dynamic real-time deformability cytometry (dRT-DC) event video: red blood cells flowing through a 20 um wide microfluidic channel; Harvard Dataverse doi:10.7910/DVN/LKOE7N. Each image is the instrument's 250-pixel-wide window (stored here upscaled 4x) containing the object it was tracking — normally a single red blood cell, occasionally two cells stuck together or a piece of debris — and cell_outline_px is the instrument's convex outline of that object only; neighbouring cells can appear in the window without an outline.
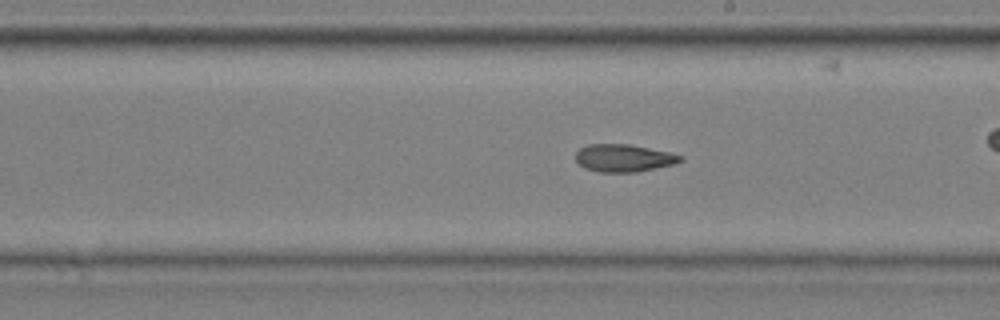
{"species": "common noctule bat (a hibernating species)", "species_latin": "Nyctalus noctula", "temperature_condition": "cold", "stored_images_in_passage": 31, "camera_frame_rate_fps": 3000, "um_per_image_px": 0.085, "animal": {"sex": "male", "body_mass_g": 20.4}, "frame": {"image": 1, "passage_image": 18, "time_ms": 5.667, "image_size_px": [1000, 320], "cell_outline_px": [[684, 160], [676, 164], [636, 172], [600, 172], [584, 168], [576, 160], [576, 152], [580, 148], [588, 144], [628, 144], [668, 152], [684, 156]], "centroid_in_image_um": [53.04, 13.44], "position_along_channel_um": 236.0, "area_um2": 16.82}}
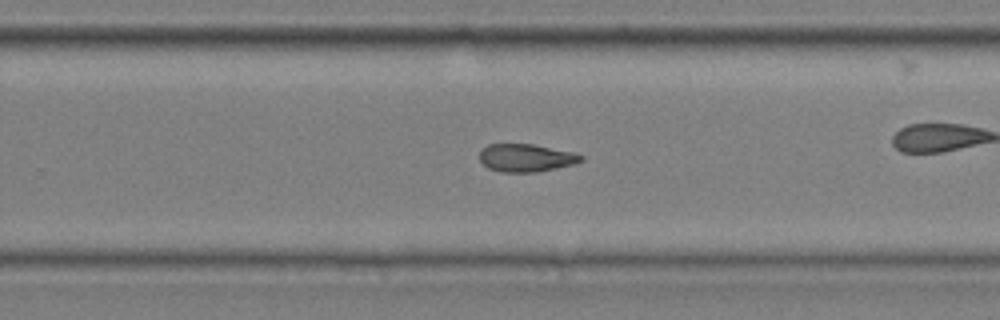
{"frame": {"image": 2, "passage_image": 22, "time_ms": 7.0, "image_size_px": [1000, 320], "cell_outline_px": [[584, 160], [572, 164], [536, 172], [500, 172], [488, 168], [480, 160], [480, 148], [488, 144], [532, 144], [572, 152], [584, 156]], "centroid_in_image_um": [44.67, 13.41], "position_along_channel_um": 285.1, "area_um2": 16.36}, "authors_computed_cell_mechanics": {"area_um2": 17.2822, "velocity_mm_per_s": 3.7018, "shape_relaxation_time_tau1_ms": null, "shape_relaxation_time_tau2_ms": 6.3133, "deformation_change_tau1": null, "deformation_change_tau2": 0.1498}}